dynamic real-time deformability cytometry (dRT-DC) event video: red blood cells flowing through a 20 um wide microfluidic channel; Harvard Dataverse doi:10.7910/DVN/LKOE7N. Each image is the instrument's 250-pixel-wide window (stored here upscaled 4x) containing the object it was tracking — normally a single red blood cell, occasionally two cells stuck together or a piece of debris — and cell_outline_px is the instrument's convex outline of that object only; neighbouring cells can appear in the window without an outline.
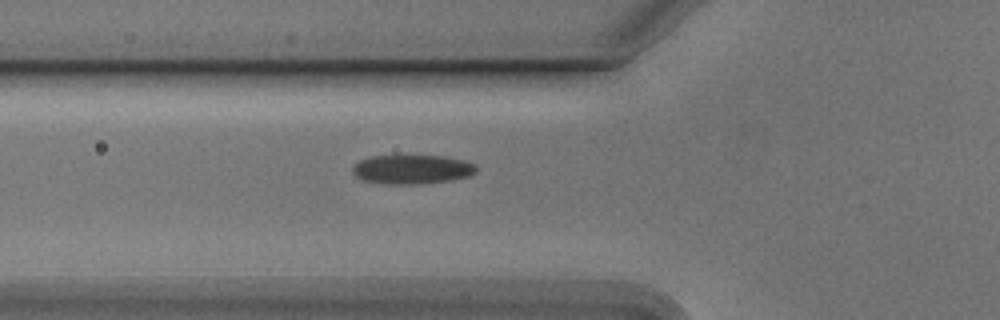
{"species": "Egyptian fruit bat (a non-hibernating species)", "species_latin": "Rousettus aegyptiacus", "temperature_condition": "cold", "stored_images_in_passage": 36, "camera_frame_rate_fps": 3000, "um_per_image_px": 0.085, "animal": {"sex": "male"}, "frame": {"image": 1, "passage_image": 2, "time_ms": 0.333, "image_size_px": [1000, 320], "cell_outline_px": [[476, 172], [468, 176], [452, 180], [424, 184], [388, 184], [364, 180], [356, 176], [352, 172], [352, 168], [360, 160], [368, 156], [444, 156], [464, 160], [476, 164]], "centroid_in_image_um": [35.04, 14.4], "position_along_channel_um": 90.8, "area_um2": 21.04}}
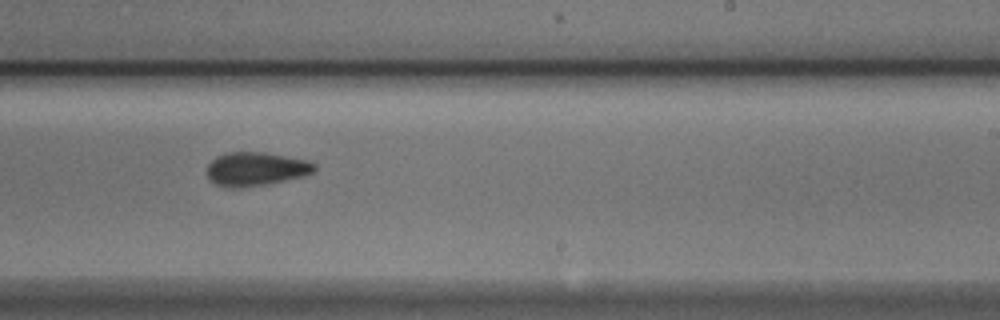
{"frame": {"image": 2, "passage_image": 16, "time_ms": 5.0, "image_size_px": [1000, 320], "cell_outline_px": [[316, 172], [304, 176], [268, 184], [240, 188], [228, 188], [216, 184], [208, 180], [208, 164], [216, 156], [228, 152], [264, 152], [312, 160], [316, 164]], "centroid_in_image_um": [21.8, 14.36], "position_along_channel_um": 267.2, "area_um2": 21.56}}
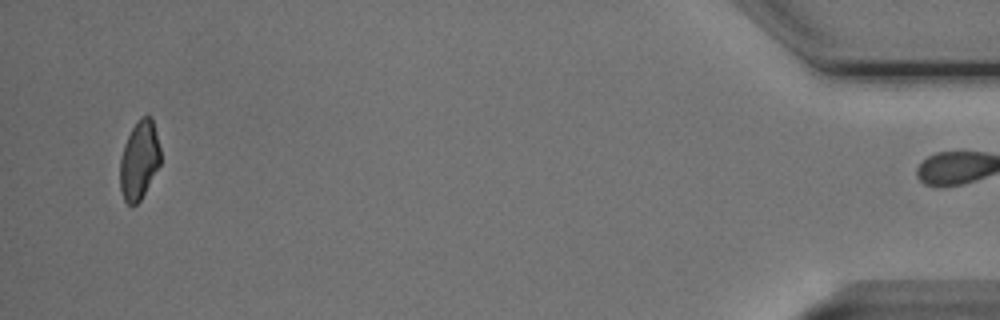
{"frame": {"image": 3, "passage_image": 35, "time_ms": 11.333, "image_size_px": [1000, 320], "cell_outline_px": [[160, 164], [140, 200], [132, 208], [124, 200], [120, 188], [120, 160], [124, 144], [132, 128], [140, 116], [152, 116], [160, 148]], "centroid_in_image_um": [11.83, 13.61], "position_along_channel_um": 423.4, "area_um2": 18.5}}